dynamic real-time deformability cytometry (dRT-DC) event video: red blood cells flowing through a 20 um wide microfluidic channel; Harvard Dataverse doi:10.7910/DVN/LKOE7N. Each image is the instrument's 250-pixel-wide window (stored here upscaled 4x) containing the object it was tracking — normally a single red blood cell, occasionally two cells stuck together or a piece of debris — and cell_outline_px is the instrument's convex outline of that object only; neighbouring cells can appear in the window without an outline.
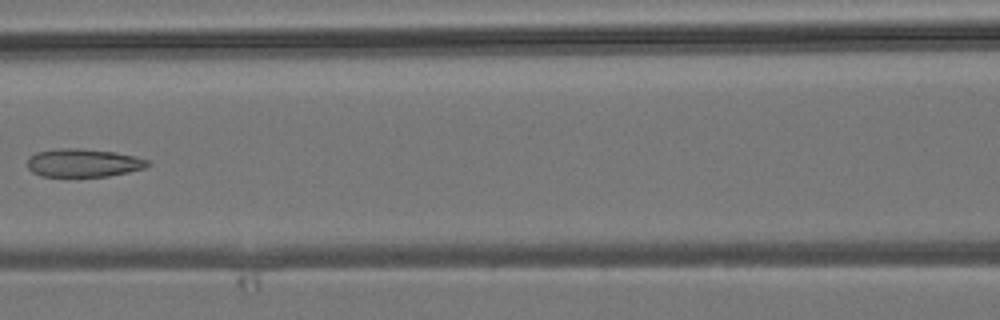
{"species": "common noctule bat (a hibernating species)", "species_latin": "Nyctalus noctula", "temperature_condition": "room temperature", "stored_images_in_passage": 5, "camera_frame_rate_fps": 3000, "um_per_image_px": 0.085, "animal": {"sex": "male", "body_mass_g": 19.2, "forearm_length_mm": 51.8}, "frame": {"image": 1, "passage_image": 5, "time_ms": 4.333, "image_size_px": [1000, 320], "cell_outline_px": [[152, 164], [144, 168], [128, 172], [108, 176], [40, 176], [32, 172], [28, 168], [28, 160], [36, 152], [60, 148], [80, 148], [116, 152], [136, 156], [148, 160]], "centroid_in_image_um": [7.11, 13.84], "position_along_channel_um": 159.5, "area_um2": 19.77}}